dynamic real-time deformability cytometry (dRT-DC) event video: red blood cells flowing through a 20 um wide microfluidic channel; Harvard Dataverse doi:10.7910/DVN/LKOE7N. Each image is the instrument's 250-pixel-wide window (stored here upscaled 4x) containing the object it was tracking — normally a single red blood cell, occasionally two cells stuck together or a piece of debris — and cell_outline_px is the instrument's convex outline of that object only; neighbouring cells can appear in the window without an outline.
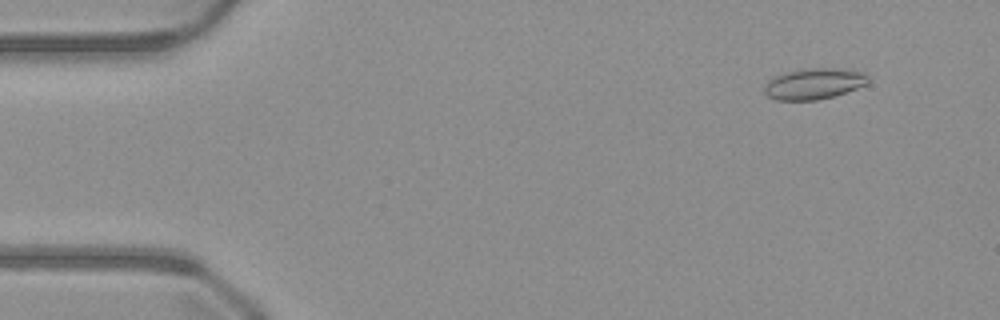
{"species": "common noctule bat (a hibernating species)", "species_latin": "Nyctalus noctula", "temperature_condition": "warm", "stored_images_in_passage": 48, "camera_frame_rate_fps": 3000, "um_per_image_px": 0.085, "animal": {"sex": "male", "body_mass_g": 23.1, "forearm_length_mm": 52.7}, "frame": {"image": 1, "passage_image": 2, "time_ms": 0.333, "image_size_px": [1000, 320], "cell_outline_px": [[868, 84], [832, 96], [816, 100], [776, 100], [768, 96], [764, 92], [764, 84], [772, 76], [784, 72], [804, 68], [844, 68], [864, 72], [868, 76]], "centroid_in_image_um": [69.15, 7.09], "position_along_channel_um": 15.8, "area_um2": 18.96}}
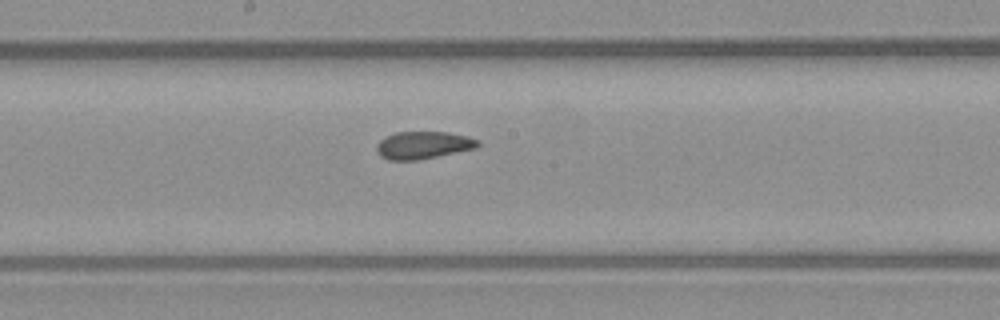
{"frame": {"image": 2, "passage_image": 24, "time_ms": 7.667, "image_size_px": [1000, 320], "cell_outline_px": [[480, 144], [476, 148], [420, 160], [388, 160], [380, 156], [376, 152], [376, 144], [384, 136], [396, 132], [448, 132], [468, 136], [480, 140]], "centroid_in_image_um": [35.96, 12.34], "position_along_channel_um": 212.2, "area_um2": 16.47}}
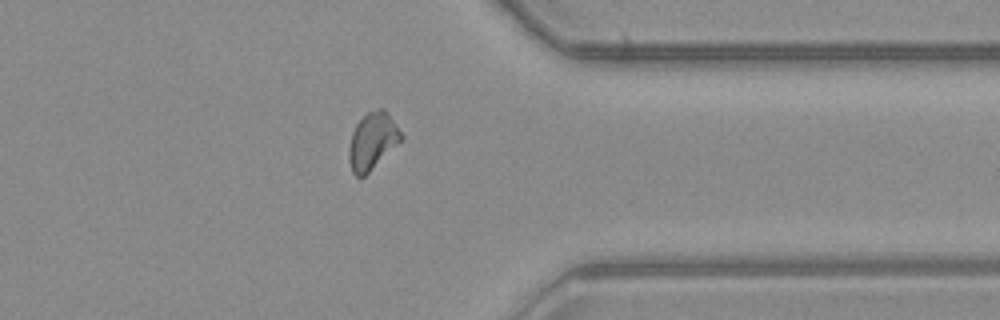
{"frame": {"image": 3, "passage_image": 37, "time_ms": 12.0, "image_size_px": [1000, 320], "cell_outline_px": [[404, 140], [364, 176], [356, 176], [352, 172], [348, 160], [348, 148], [352, 132], [356, 124], [368, 112], [380, 108], [384, 108], [404, 136]], "centroid_in_image_um": [31.67, 12.0], "position_along_channel_um": 379.7, "area_um2": 17.4}}